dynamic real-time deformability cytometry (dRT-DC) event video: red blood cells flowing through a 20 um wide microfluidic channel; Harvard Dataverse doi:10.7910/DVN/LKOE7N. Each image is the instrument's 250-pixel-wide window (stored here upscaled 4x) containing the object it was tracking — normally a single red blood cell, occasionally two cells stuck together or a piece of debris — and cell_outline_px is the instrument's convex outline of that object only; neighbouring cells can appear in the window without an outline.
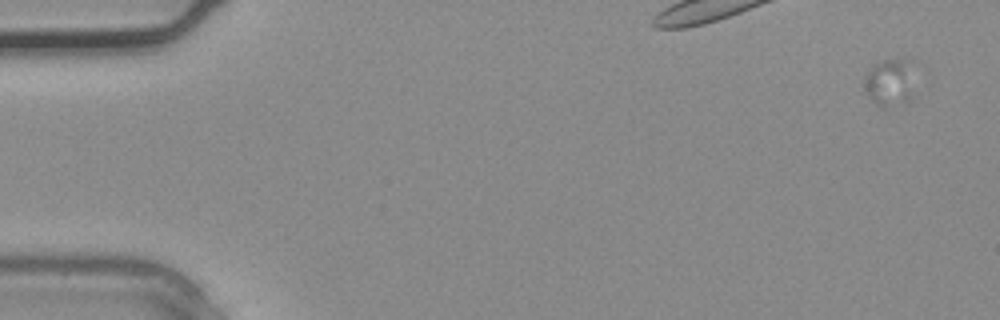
{"species": "common noctule bat (a hibernating species)", "species_latin": "Nyctalus noctula", "temperature_condition": "warm", "stored_images_in_passage": 3, "segment_of_instrument_passage": [2, 2], "camera_frame_rate_fps": 3000, "um_per_image_px": 0.085, "animal": {"sex": "male", "body_mass_g": 20.4}, "frame": {"image": 1, "passage_image": 3, "time_ms": 0.667, "image_size_px": [1000, 320], "cell_outline_px": [[912, 60], [884, 108], [880, 108], [868, 96], [864, 84], [864, 76], [872, 64], [880, 60]], "centroid_in_image_um": [75.16, 6.77], "position_along_channel_um": 9.8, "area_um2": 10.06}}